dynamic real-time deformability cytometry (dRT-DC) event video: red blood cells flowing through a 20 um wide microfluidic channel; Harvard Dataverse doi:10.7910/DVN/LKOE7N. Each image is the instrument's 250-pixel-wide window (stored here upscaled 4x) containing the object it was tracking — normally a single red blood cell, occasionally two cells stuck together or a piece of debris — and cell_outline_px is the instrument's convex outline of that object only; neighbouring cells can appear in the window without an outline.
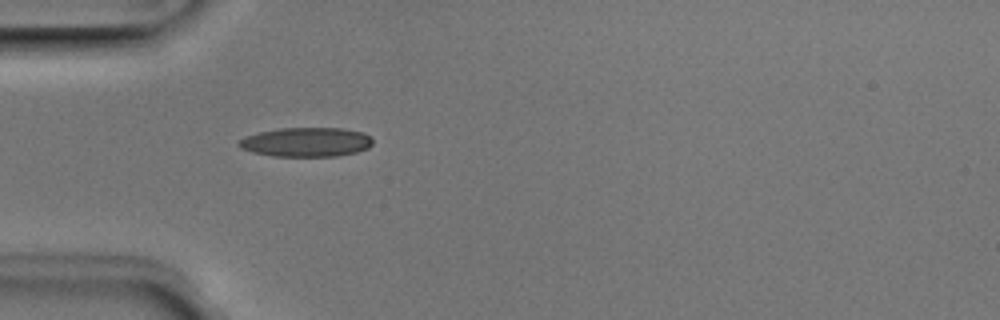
{"species": "Egyptian fruit bat (a non-hibernating species)", "species_latin": "Rousettus aegyptiacus", "temperature_condition": "room temperature", "stored_images_in_passage": 1, "camera_frame_rate_fps": 3000, "um_per_image_px": 0.085, "animal": {"sex": "male"}, "frame": {"image": 1, "passage_image": 1, "time_ms": 0.0, "image_size_px": [1000, 320], "cell_outline_px": [[372, 144], [368, 148], [356, 152], [336, 156], [272, 156], [252, 152], [240, 148], [236, 144], [236, 140], [244, 136], [260, 132], [280, 128], [340, 128], [364, 132], [372, 140]], "centroid_in_image_um": [25.98, 12.08], "position_along_channel_um": 59.0, "area_um2": 22.95}}